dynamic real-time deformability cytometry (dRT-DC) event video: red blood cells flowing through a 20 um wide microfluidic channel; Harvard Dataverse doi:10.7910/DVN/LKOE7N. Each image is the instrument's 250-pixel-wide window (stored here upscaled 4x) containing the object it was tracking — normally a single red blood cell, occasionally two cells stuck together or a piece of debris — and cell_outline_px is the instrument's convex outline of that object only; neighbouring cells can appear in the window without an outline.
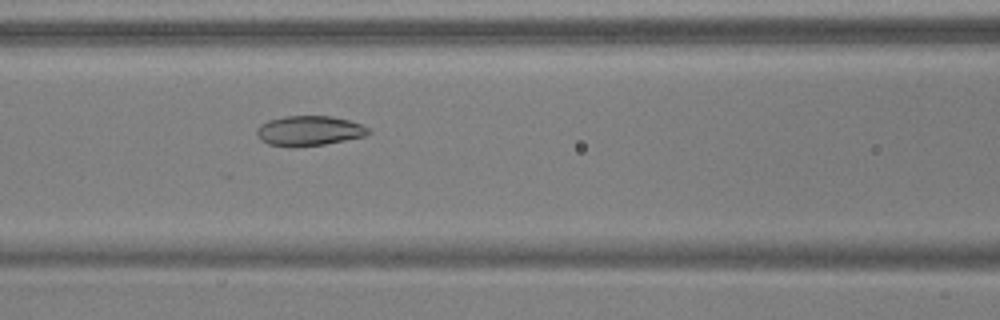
{"species": "common noctule bat (a hibernating species)", "species_latin": "Nyctalus noctula", "temperature_condition": "warm", "stored_images_in_passage": 53, "camera_frame_rate_fps": 3000, "um_per_image_px": 0.085, "animal": {"sex": "male", "body_mass_g": 17.9, "forearm_length_mm": 54.2}, "frame": {"image": 1, "passage_image": 23, "time_ms": 7.333, "image_size_px": [1000, 320], "cell_outline_px": [[372, 132], [364, 136], [324, 144], [292, 148], [268, 144], [260, 140], [256, 132], [260, 124], [268, 120], [284, 116], [332, 116], [348, 120], [360, 124], [368, 128]], "centroid_in_image_um": [26.24, 11.12], "position_along_channel_um": 140.4, "area_um2": 19.54}}
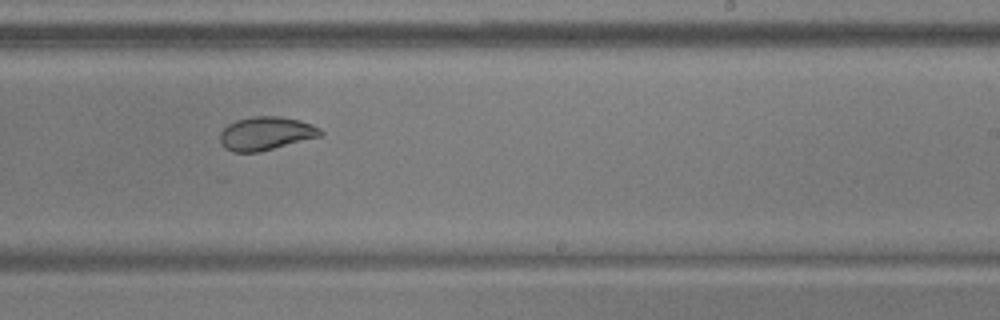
{"frame": {"image": 2, "passage_image": 33, "time_ms": 10.667, "image_size_px": [1000, 320], "cell_outline_px": [[324, 132], [320, 136], [256, 152], [232, 152], [224, 148], [220, 144], [220, 132], [228, 124], [236, 120], [252, 116], [280, 116], [300, 120], [312, 124], [320, 128]], "centroid_in_image_um": [22.57, 11.33], "position_along_channel_um": 266.4, "area_um2": 19.48}}
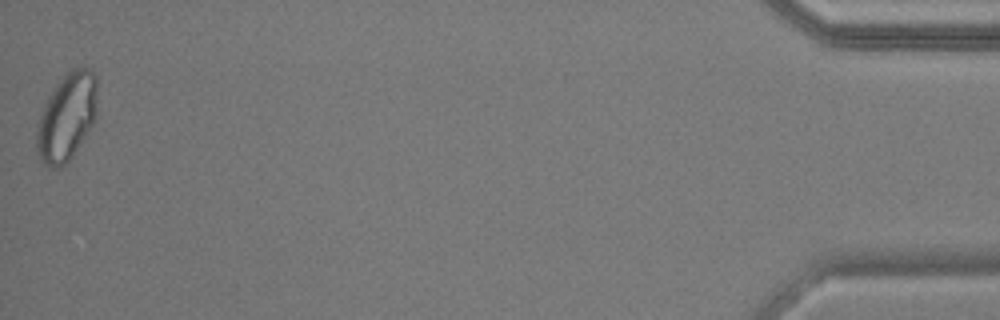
{"frame": {"image": 3, "passage_image": 53, "time_ms": 17.333, "image_size_px": [1000, 320], "cell_outline_px": [[96, 116], [92, 124], [72, 156], [60, 168], [48, 168], [40, 160], [36, 148], [36, 132], [40, 116], [48, 96], [56, 84], [72, 68], [88, 68], [96, 76]], "centroid_in_image_um": [5.65, 9.96], "position_along_channel_um": 429.5, "area_um2": 30.52}, "authors_computed_cell_mechanics": {"area_um2": 22.8888, "velocity_mm_per_s": 3.7897, "shape_relaxation_time_tau1_ms": 7.2747, "shape_relaxation_time_tau2_ms": 1.2657, "deformation_change_tau1": 0.179, "deformation_change_tau2": 0.057}}